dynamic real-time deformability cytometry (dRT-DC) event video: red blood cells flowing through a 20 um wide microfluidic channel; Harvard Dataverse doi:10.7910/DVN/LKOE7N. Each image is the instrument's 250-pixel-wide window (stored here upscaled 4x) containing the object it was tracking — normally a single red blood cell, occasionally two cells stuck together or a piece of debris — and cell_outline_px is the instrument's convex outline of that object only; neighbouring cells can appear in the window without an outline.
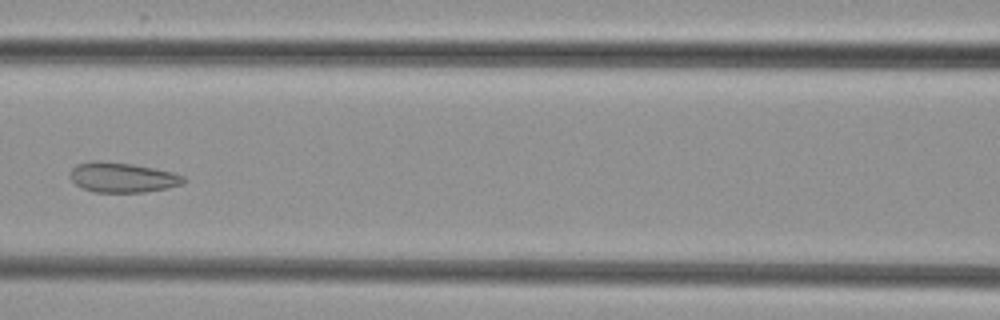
{"species": "common noctule bat (a hibernating species)", "species_latin": "Nyctalus noctula", "temperature_condition": "cold", "stored_images_in_passage": 7, "camera_frame_rate_fps": 3000, "um_per_image_px": 0.085, "animal": {"sex": "female", "body_mass_g": 29.2, "forearm_length_mm": 56.3}, "frame": {"image": 1, "passage_image": 7, "time_ms": 7.0, "image_size_px": [1000, 320], "cell_outline_px": [[188, 180], [184, 184], [168, 188], [144, 192], [92, 192], [76, 184], [68, 176], [72, 168], [76, 164], [92, 160], [96, 160], [132, 164], [172, 172], [184, 176]], "centroid_in_image_um": [10.41, 15.08], "position_along_channel_um": 156.2, "area_um2": 19.94}}